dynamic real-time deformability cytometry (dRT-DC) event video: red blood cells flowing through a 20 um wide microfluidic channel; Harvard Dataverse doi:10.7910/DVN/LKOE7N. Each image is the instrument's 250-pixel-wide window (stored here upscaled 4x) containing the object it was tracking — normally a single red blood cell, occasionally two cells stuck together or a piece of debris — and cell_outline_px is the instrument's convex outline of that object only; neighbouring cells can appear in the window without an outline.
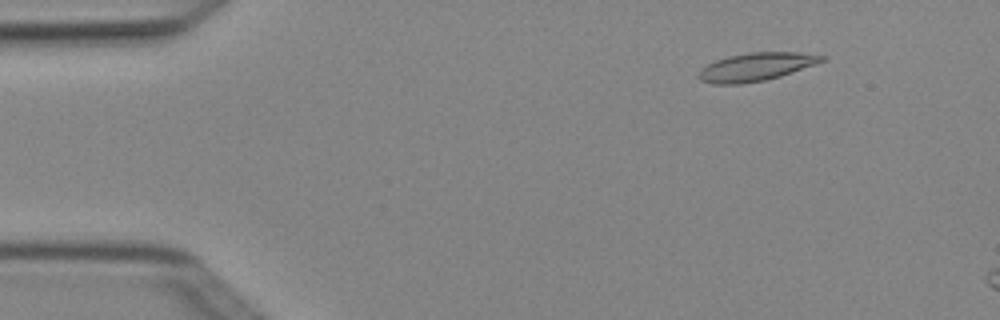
{"species": "Egyptian fruit bat (a non-hibernating species)", "species_latin": "Rousettus aegyptiacus", "temperature_condition": "cold", "stored_images_in_passage": 4, "camera_frame_rate_fps": 3000, "um_per_image_px": 0.085, "animal": {"sex": "female"}, "frame": {"image": 1, "passage_image": 2, "time_ms": 0.333, "image_size_px": [1000, 320], "cell_outline_px": [[828, 56], [824, 60], [816, 64], [780, 76], [764, 80], [740, 84], [712, 84], [700, 80], [696, 76], [700, 68], [716, 60], [728, 56], [748, 52], [800, 52]], "centroid_in_image_um": [64.24, 5.68], "position_along_channel_um": 20.8, "area_um2": 20.29}}